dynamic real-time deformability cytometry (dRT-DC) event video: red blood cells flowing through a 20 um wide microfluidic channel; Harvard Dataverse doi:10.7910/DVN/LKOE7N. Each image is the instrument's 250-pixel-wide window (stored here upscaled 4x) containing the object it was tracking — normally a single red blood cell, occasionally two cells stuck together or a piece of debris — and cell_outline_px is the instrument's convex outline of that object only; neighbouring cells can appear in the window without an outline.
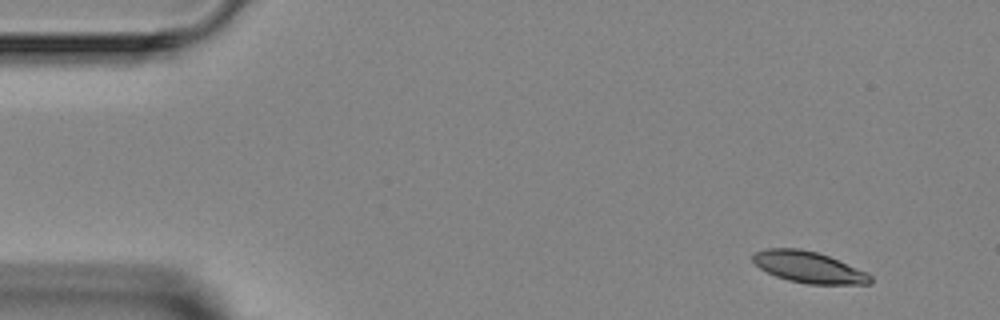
{"species": "Egyptian fruit bat (a non-hibernating species)", "species_latin": "Rousettus aegyptiacus", "temperature_condition": "room temperature", "stored_images_in_passage": 4, "camera_frame_rate_fps": 3000, "um_per_image_px": 0.085, "animal": {"sex": "female"}, "frame": {"image": 1, "passage_image": 1, "time_ms": 0.0, "image_size_px": [1000, 320], "cell_outline_px": [[872, 284], [808, 284], [788, 280], [776, 276], [760, 268], [752, 260], [752, 256], [756, 252], [764, 248], [800, 248], [816, 252], [828, 256], [868, 272], [872, 276]], "centroid_in_image_um": [68.76, 22.71], "position_along_channel_um": 16.2, "area_um2": 21.44}}
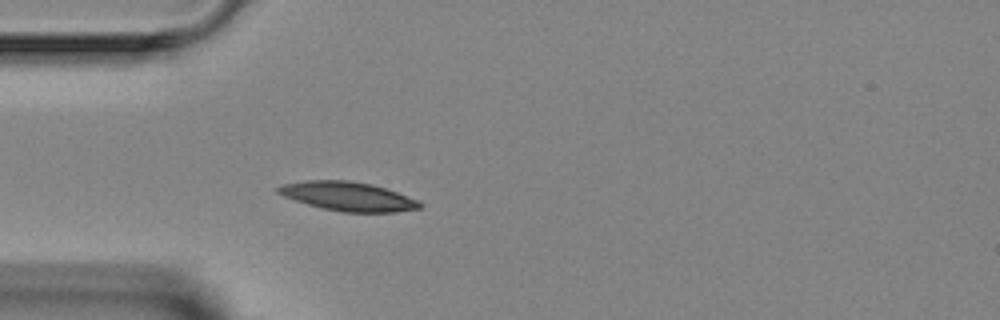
{"frame": {"image": 2, "passage_image": 4, "time_ms": 3.333, "image_size_px": [1000, 320], "cell_outline_px": [[424, 204], [420, 208], [396, 212], [344, 212], [324, 208], [308, 204], [284, 196], [276, 192], [276, 188], [280, 184], [304, 180], [348, 180], [372, 184], [420, 200]], "centroid_in_image_um": [29.59, 16.68], "position_along_channel_um": 55.4, "area_um2": 23.93}}